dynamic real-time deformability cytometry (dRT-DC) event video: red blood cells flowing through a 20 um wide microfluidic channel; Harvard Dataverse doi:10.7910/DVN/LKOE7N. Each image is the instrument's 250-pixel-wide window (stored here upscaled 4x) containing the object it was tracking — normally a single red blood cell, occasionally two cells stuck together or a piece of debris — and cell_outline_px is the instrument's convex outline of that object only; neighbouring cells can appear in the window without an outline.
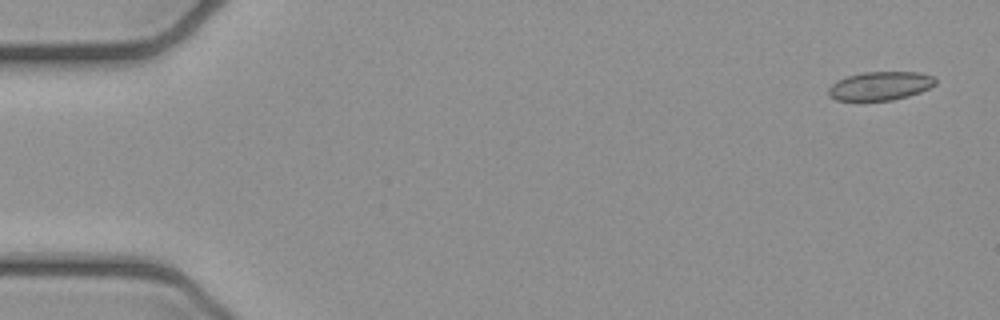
{"species": "common noctule bat (a hibernating species)", "species_latin": "Nyctalus noctula", "temperature_condition": "cold", "stored_images_in_passage": 8, "camera_frame_rate_fps": 3000, "um_per_image_px": 0.085, "animal": {"sex": "female", "body_mass_g": 21.9}, "frame": {"image": 1, "passage_image": 1, "time_ms": 0.0, "image_size_px": [1000, 320], "cell_outline_px": [[936, 84], [920, 92], [908, 96], [892, 100], [836, 100], [828, 96], [828, 88], [836, 80], [848, 76], [864, 72], [920, 72], [932, 76], [936, 80]], "centroid_in_image_um": [74.8, 7.3], "position_along_channel_um": 10.2, "area_um2": 17.8}}
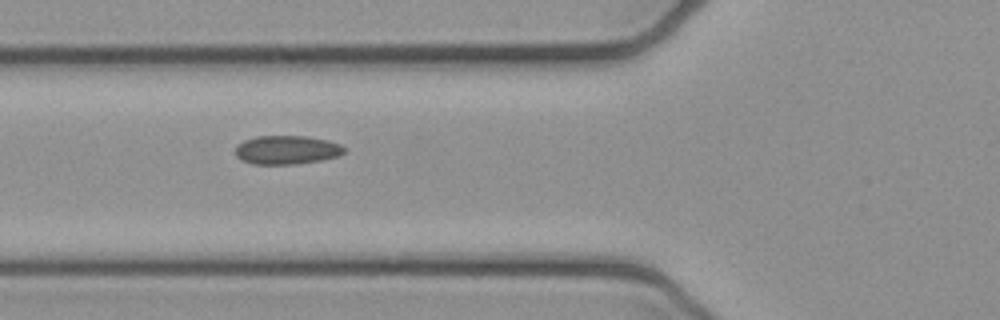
{"frame": {"image": 2, "passage_image": 5, "time_ms": 1.333, "image_size_px": [1000, 320], "cell_outline_px": [[344, 152], [340, 156], [320, 160], [296, 164], [252, 164], [240, 160], [236, 156], [236, 144], [244, 140], [256, 136], [308, 136], [328, 140], [340, 144], [344, 148]], "centroid_in_image_um": [24.35, 12.74], "position_along_channel_um": 101.4, "area_um2": 18.38}}
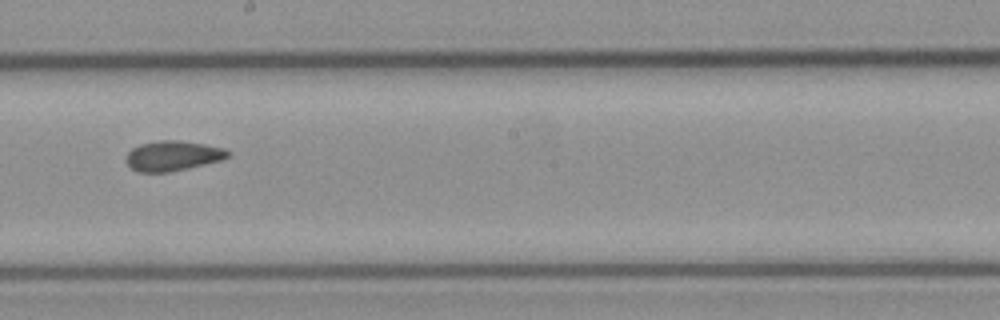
{"frame": {"image": 3, "passage_image": 8, "time_ms": 2.333, "image_size_px": [1000, 320], "cell_outline_px": [[232, 152], [228, 156], [220, 160], [188, 168], [168, 172], [136, 172], [128, 164], [128, 152], [132, 148], [140, 144], [160, 140], [176, 140], [204, 144], [224, 148]], "centroid_in_image_um": [14.7, 13.24], "position_along_channel_um": 233.5, "area_um2": 17.57}}